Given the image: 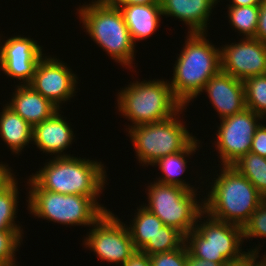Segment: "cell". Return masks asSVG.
Masks as SVG:
<instances>
[{
  "label": "cell",
  "mask_w": 266,
  "mask_h": 266,
  "mask_svg": "<svg viewBox=\"0 0 266 266\" xmlns=\"http://www.w3.org/2000/svg\"><path fill=\"white\" fill-rule=\"evenodd\" d=\"M207 33H189L178 54L169 82L174 97L187 106L202 94L207 81L221 70L220 48L206 39Z\"/></svg>",
  "instance_id": "1"
},
{
  "label": "cell",
  "mask_w": 266,
  "mask_h": 266,
  "mask_svg": "<svg viewBox=\"0 0 266 266\" xmlns=\"http://www.w3.org/2000/svg\"><path fill=\"white\" fill-rule=\"evenodd\" d=\"M219 171L220 175L210 183L208 198L203 199L204 212L243 228L265 198L231 165H223Z\"/></svg>",
  "instance_id": "2"
},
{
  "label": "cell",
  "mask_w": 266,
  "mask_h": 266,
  "mask_svg": "<svg viewBox=\"0 0 266 266\" xmlns=\"http://www.w3.org/2000/svg\"><path fill=\"white\" fill-rule=\"evenodd\" d=\"M30 176L41 189L88 197H99L107 182L105 167L101 161L81 159L73 155L52 157L44 168Z\"/></svg>",
  "instance_id": "3"
},
{
  "label": "cell",
  "mask_w": 266,
  "mask_h": 266,
  "mask_svg": "<svg viewBox=\"0 0 266 266\" xmlns=\"http://www.w3.org/2000/svg\"><path fill=\"white\" fill-rule=\"evenodd\" d=\"M77 11L91 40L122 67H133L135 44L119 7L105 0H92Z\"/></svg>",
  "instance_id": "4"
},
{
  "label": "cell",
  "mask_w": 266,
  "mask_h": 266,
  "mask_svg": "<svg viewBox=\"0 0 266 266\" xmlns=\"http://www.w3.org/2000/svg\"><path fill=\"white\" fill-rule=\"evenodd\" d=\"M169 82L164 79L136 80L120 90L117 107L132 122L129 127L166 120L183 107L174 97Z\"/></svg>",
  "instance_id": "5"
},
{
  "label": "cell",
  "mask_w": 266,
  "mask_h": 266,
  "mask_svg": "<svg viewBox=\"0 0 266 266\" xmlns=\"http://www.w3.org/2000/svg\"><path fill=\"white\" fill-rule=\"evenodd\" d=\"M202 218L208 219L199 221ZM198 219L195 229L185 236V245L194 257L213 262H231L244 258L249 252L259 254L261 247L257 245L248 252H242V227L215 219L204 211Z\"/></svg>",
  "instance_id": "6"
},
{
  "label": "cell",
  "mask_w": 266,
  "mask_h": 266,
  "mask_svg": "<svg viewBox=\"0 0 266 266\" xmlns=\"http://www.w3.org/2000/svg\"><path fill=\"white\" fill-rule=\"evenodd\" d=\"M28 210L34 217L63 225L92 226L106 211L98 197L60 194L41 189L31 178Z\"/></svg>",
  "instance_id": "7"
},
{
  "label": "cell",
  "mask_w": 266,
  "mask_h": 266,
  "mask_svg": "<svg viewBox=\"0 0 266 266\" xmlns=\"http://www.w3.org/2000/svg\"><path fill=\"white\" fill-rule=\"evenodd\" d=\"M184 109L185 106L166 120L127 128L142 166H152L162 157L183 151L195 139L183 124L185 122L179 120Z\"/></svg>",
  "instance_id": "8"
},
{
  "label": "cell",
  "mask_w": 266,
  "mask_h": 266,
  "mask_svg": "<svg viewBox=\"0 0 266 266\" xmlns=\"http://www.w3.org/2000/svg\"><path fill=\"white\" fill-rule=\"evenodd\" d=\"M147 187L148 205L145 203L143 207L155 214L164 225L177 229L184 236L195 229L197 219L204 211L203 198L199 202L196 191L157 181Z\"/></svg>",
  "instance_id": "9"
},
{
  "label": "cell",
  "mask_w": 266,
  "mask_h": 266,
  "mask_svg": "<svg viewBox=\"0 0 266 266\" xmlns=\"http://www.w3.org/2000/svg\"><path fill=\"white\" fill-rule=\"evenodd\" d=\"M92 227L83 244L102 261L122 266L136 251L127 225L110 210L106 211Z\"/></svg>",
  "instance_id": "10"
},
{
  "label": "cell",
  "mask_w": 266,
  "mask_h": 266,
  "mask_svg": "<svg viewBox=\"0 0 266 266\" xmlns=\"http://www.w3.org/2000/svg\"><path fill=\"white\" fill-rule=\"evenodd\" d=\"M263 117L252 110L243 111L221 119L215 147L222 165H232L240 157L250 152L251 142Z\"/></svg>",
  "instance_id": "11"
},
{
  "label": "cell",
  "mask_w": 266,
  "mask_h": 266,
  "mask_svg": "<svg viewBox=\"0 0 266 266\" xmlns=\"http://www.w3.org/2000/svg\"><path fill=\"white\" fill-rule=\"evenodd\" d=\"M69 68L54 56H43L29 85L60 109L61 104L70 100L77 89L78 77Z\"/></svg>",
  "instance_id": "12"
},
{
  "label": "cell",
  "mask_w": 266,
  "mask_h": 266,
  "mask_svg": "<svg viewBox=\"0 0 266 266\" xmlns=\"http://www.w3.org/2000/svg\"><path fill=\"white\" fill-rule=\"evenodd\" d=\"M220 48L221 71L241 81L266 74V43L243 36L240 42Z\"/></svg>",
  "instance_id": "13"
},
{
  "label": "cell",
  "mask_w": 266,
  "mask_h": 266,
  "mask_svg": "<svg viewBox=\"0 0 266 266\" xmlns=\"http://www.w3.org/2000/svg\"><path fill=\"white\" fill-rule=\"evenodd\" d=\"M2 42L0 39V69L7 76L22 80V85L29 84L38 62L45 55L42 47L34 39L21 35Z\"/></svg>",
  "instance_id": "14"
},
{
  "label": "cell",
  "mask_w": 266,
  "mask_h": 266,
  "mask_svg": "<svg viewBox=\"0 0 266 266\" xmlns=\"http://www.w3.org/2000/svg\"><path fill=\"white\" fill-rule=\"evenodd\" d=\"M203 91L217 110L220 120L246 108L243 81L221 70L207 81Z\"/></svg>",
  "instance_id": "15"
},
{
  "label": "cell",
  "mask_w": 266,
  "mask_h": 266,
  "mask_svg": "<svg viewBox=\"0 0 266 266\" xmlns=\"http://www.w3.org/2000/svg\"><path fill=\"white\" fill-rule=\"evenodd\" d=\"M59 111L61 110L59 109L50 118L33 127L32 142L43 153H51L50 155L55 157L71 156L64 154L63 151L72 144L74 132Z\"/></svg>",
  "instance_id": "16"
},
{
  "label": "cell",
  "mask_w": 266,
  "mask_h": 266,
  "mask_svg": "<svg viewBox=\"0 0 266 266\" xmlns=\"http://www.w3.org/2000/svg\"><path fill=\"white\" fill-rule=\"evenodd\" d=\"M219 0H160L162 15L183 21L188 33H205L209 16ZM215 4V5H214Z\"/></svg>",
  "instance_id": "17"
},
{
  "label": "cell",
  "mask_w": 266,
  "mask_h": 266,
  "mask_svg": "<svg viewBox=\"0 0 266 266\" xmlns=\"http://www.w3.org/2000/svg\"><path fill=\"white\" fill-rule=\"evenodd\" d=\"M11 101L6 103L32 127L50 118L59 108L29 84L17 85Z\"/></svg>",
  "instance_id": "18"
},
{
  "label": "cell",
  "mask_w": 266,
  "mask_h": 266,
  "mask_svg": "<svg viewBox=\"0 0 266 266\" xmlns=\"http://www.w3.org/2000/svg\"><path fill=\"white\" fill-rule=\"evenodd\" d=\"M125 24L136 45V41L148 39L160 26L162 10L160 4H118ZM159 24V25H158Z\"/></svg>",
  "instance_id": "19"
},
{
  "label": "cell",
  "mask_w": 266,
  "mask_h": 266,
  "mask_svg": "<svg viewBox=\"0 0 266 266\" xmlns=\"http://www.w3.org/2000/svg\"><path fill=\"white\" fill-rule=\"evenodd\" d=\"M33 127L7 104L0 113V137L12 153L19 154L32 142Z\"/></svg>",
  "instance_id": "20"
},
{
  "label": "cell",
  "mask_w": 266,
  "mask_h": 266,
  "mask_svg": "<svg viewBox=\"0 0 266 266\" xmlns=\"http://www.w3.org/2000/svg\"><path fill=\"white\" fill-rule=\"evenodd\" d=\"M199 140L195 138L183 151L170 154L168 156L158 159L152 166H159L158 168L162 171L161 177L157 178V182L175 185L188 190L197 191L192 185L186 183L185 179L179 178L180 175L187 169V159L189 155L194 154L197 148H199ZM188 155V156H187Z\"/></svg>",
  "instance_id": "21"
},
{
  "label": "cell",
  "mask_w": 266,
  "mask_h": 266,
  "mask_svg": "<svg viewBox=\"0 0 266 266\" xmlns=\"http://www.w3.org/2000/svg\"><path fill=\"white\" fill-rule=\"evenodd\" d=\"M10 173L0 183V231H23L15 222L18 200L16 177Z\"/></svg>",
  "instance_id": "22"
},
{
  "label": "cell",
  "mask_w": 266,
  "mask_h": 266,
  "mask_svg": "<svg viewBox=\"0 0 266 266\" xmlns=\"http://www.w3.org/2000/svg\"><path fill=\"white\" fill-rule=\"evenodd\" d=\"M139 208V209H138ZM132 220V225L127 226L131 240L136 250H141L150 239H153L164 225L163 222L152 212L141 205Z\"/></svg>",
  "instance_id": "23"
},
{
  "label": "cell",
  "mask_w": 266,
  "mask_h": 266,
  "mask_svg": "<svg viewBox=\"0 0 266 266\" xmlns=\"http://www.w3.org/2000/svg\"><path fill=\"white\" fill-rule=\"evenodd\" d=\"M244 175L266 199V158L251 152L231 165Z\"/></svg>",
  "instance_id": "24"
},
{
  "label": "cell",
  "mask_w": 266,
  "mask_h": 266,
  "mask_svg": "<svg viewBox=\"0 0 266 266\" xmlns=\"http://www.w3.org/2000/svg\"><path fill=\"white\" fill-rule=\"evenodd\" d=\"M260 5L228 6L229 23L238 33L247 37H256Z\"/></svg>",
  "instance_id": "25"
},
{
  "label": "cell",
  "mask_w": 266,
  "mask_h": 266,
  "mask_svg": "<svg viewBox=\"0 0 266 266\" xmlns=\"http://www.w3.org/2000/svg\"><path fill=\"white\" fill-rule=\"evenodd\" d=\"M185 243V236L177 229L163 225L158 234L140 250L149 256L156 253L171 252Z\"/></svg>",
  "instance_id": "26"
},
{
  "label": "cell",
  "mask_w": 266,
  "mask_h": 266,
  "mask_svg": "<svg viewBox=\"0 0 266 266\" xmlns=\"http://www.w3.org/2000/svg\"><path fill=\"white\" fill-rule=\"evenodd\" d=\"M246 108L266 118V74L243 81Z\"/></svg>",
  "instance_id": "27"
},
{
  "label": "cell",
  "mask_w": 266,
  "mask_h": 266,
  "mask_svg": "<svg viewBox=\"0 0 266 266\" xmlns=\"http://www.w3.org/2000/svg\"><path fill=\"white\" fill-rule=\"evenodd\" d=\"M23 231H0V266H15V253L22 242Z\"/></svg>",
  "instance_id": "28"
},
{
  "label": "cell",
  "mask_w": 266,
  "mask_h": 266,
  "mask_svg": "<svg viewBox=\"0 0 266 266\" xmlns=\"http://www.w3.org/2000/svg\"><path fill=\"white\" fill-rule=\"evenodd\" d=\"M253 237H266V199L261 202L243 226V239Z\"/></svg>",
  "instance_id": "29"
},
{
  "label": "cell",
  "mask_w": 266,
  "mask_h": 266,
  "mask_svg": "<svg viewBox=\"0 0 266 266\" xmlns=\"http://www.w3.org/2000/svg\"><path fill=\"white\" fill-rule=\"evenodd\" d=\"M187 255L188 249L184 243L174 251L151 255V266H186Z\"/></svg>",
  "instance_id": "30"
},
{
  "label": "cell",
  "mask_w": 266,
  "mask_h": 266,
  "mask_svg": "<svg viewBox=\"0 0 266 266\" xmlns=\"http://www.w3.org/2000/svg\"><path fill=\"white\" fill-rule=\"evenodd\" d=\"M250 152L266 158V125L260 124L251 142Z\"/></svg>",
  "instance_id": "31"
},
{
  "label": "cell",
  "mask_w": 266,
  "mask_h": 266,
  "mask_svg": "<svg viewBox=\"0 0 266 266\" xmlns=\"http://www.w3.org/2000/svg\"><path fill=\"white\" fill-rule=\"evenodd\" d=\"M259 41L266 43V0L260 5L256 37Z\"/></svg>",
  "instance_id": "32"
},
{
  "label": "cell",
  "mask_w": 266,
  "mask_h": 266,
  "mask_svg": "<svg viewBox=\"0 0 266 266\" xmlns=\"http://www.w3.org/2000/svg\"><path fill=\"white\" fill-rule=\"evenodd\" d=\"M122 266H151L150 256L140 250H136Z\"/></svg>",
  "instance_id": "33"
},
{
  "label": "cell",
  "mask_w": 266,
  "mask_h": 266,
  "mask_svg": "<svg viewBox=\"0 0 266 266\" xmlns=\"http://www.w3.org/2000/svg\"><path fill=\"white\" fill-rule=\"evenodd\" d=\"M227 262H213L210 260L194 257L189 251L187 255L186 266H222Z\"/></svg>",
  "instance_id": "34"
},
{
  "label": "cell",
  "mask_w": 266,
  "mask_h": 266,
  "mask_svg": "<svg viewBox=\"0 0 266 266\" xmlns=\"http://www.w3.org/2000/svg\"><path fill=\"white\" fill-rule=\"evenodd\" d=\"M110 4H141V5H150V4H160V0H105Z\"/></svg>",
  "instance_id": "35"
},
{
  "label": "cell",
  "mask_w": 266,
  "mask_h": 266,
  "mask_svg": "<svg viewBox=\"0 0 266 266\" xmlns=\"http://www.w3.org/2000/svg\"><path fill=\"white\" fill-rule=\"evenodd\" d=\"M259 257L258 253H250L249 252V266H266V254L261 256L260 261H257Z\"/></svg>",
  "instance_id": "36"
},
{
  "label": "cell",
  "mask_w": 266,
  "mask_h": 266,
  "mask_svg": "<svg viewBox=\"0 0 266 266\" xmlns=\"http://www.w3.org/2000/svg\"><path fill=\"white\" fill-rule=\"evenodd\" d=\"M263 0H232L229 6H254L261 5Z\"/></svg>",
  "instance_id": "37"
},
{
  "label": "cell",
  "mask_w": 266,
  "mask_h": 266,
  "mask_svg": "<svg viewBox=\"0 0 266 266\" xmlns=\"http://www.w3.org/2000/svg\"><path fill=\"white\" fill-rule=\"evenodd\" d=\"M222 266H249V253L244 258L227 262Z\"/></svg>",
  "instance_id": "38"
},
{
  "label": "cell",
  "mask_w": 266,
  "mask_h": 266,
  "mask_svg": "<svg viewBox=\"0 0 266 266\" xmlns=\"http://www.w3.org/2000/svg\"><path fill=\"white\" fill-rule=\"evenodd\" d=\"M11 167L0 162V183L11 173Z\"/></svg>",
  "instance_id": "39"
}]
</instances>
